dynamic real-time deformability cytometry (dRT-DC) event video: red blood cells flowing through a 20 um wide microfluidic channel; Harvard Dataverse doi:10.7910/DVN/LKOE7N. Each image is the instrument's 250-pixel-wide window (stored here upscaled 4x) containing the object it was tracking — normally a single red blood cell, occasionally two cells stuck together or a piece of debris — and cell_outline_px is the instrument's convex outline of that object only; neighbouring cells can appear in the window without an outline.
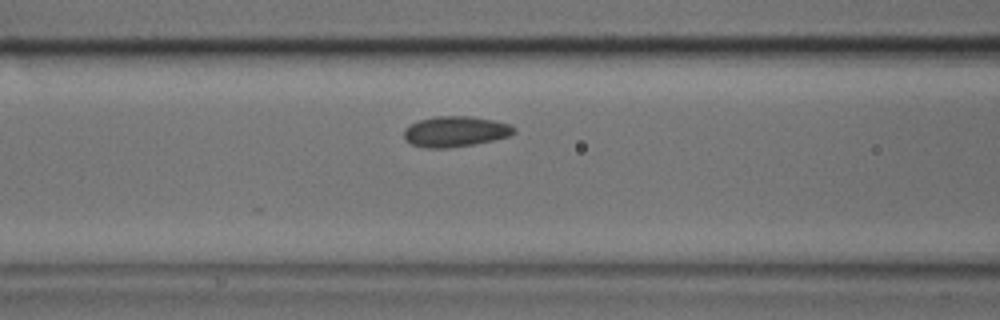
{"species": "common noctule bat (a hibernating species)", "species_latin": "Nyctalus noctula", "temperature_condition": "cold", "stored_images_in_passage": 9, "camera_frame_rate_fps": 3000, "um_per_image_px": 0.085, "animal": {"sex": "male", "body_mass_g": 17.9, "forearm_length_mm": 54.2}, "frame": {"image": 1, "passage_image": 9, "time_ms": 2.667, "image_size_px": [1000, 320], "cell_outline_px": [[516, 132], [512, 136], [472, 144], [448, 148], [424, 148], [412, 144], [404, 140], [404, 128], [420, 120], [436, 116], [472, 116], [492, 120], [508, 124], [516, 128]], "centroid_in_image_um": [38.7, 11.18], "position_along_channel_um": 127.9, "area_um2": 19.59}}